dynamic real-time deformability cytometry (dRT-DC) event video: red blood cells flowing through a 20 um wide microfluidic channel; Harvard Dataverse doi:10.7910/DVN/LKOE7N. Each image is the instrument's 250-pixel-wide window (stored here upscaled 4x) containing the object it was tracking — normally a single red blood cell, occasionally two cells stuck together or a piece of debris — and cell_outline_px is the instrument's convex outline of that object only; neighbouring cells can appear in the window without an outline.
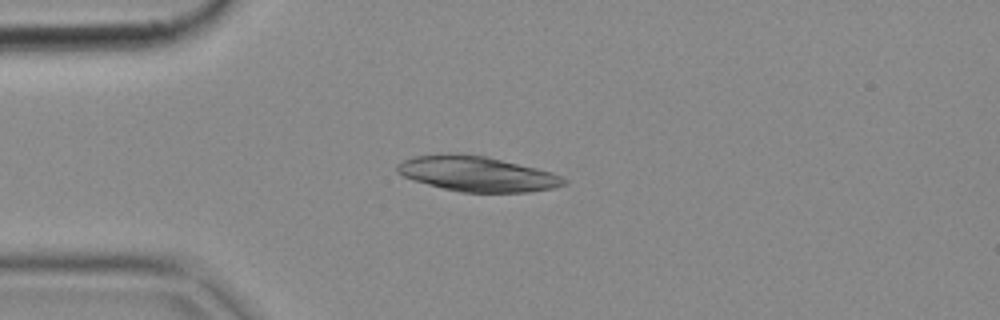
{"species": "common noctule bat (a hibernating species)", "species_latin": "Nyctalus noctula", "temperature_condition": "cold", "stored_images_in_passage": 4, "camera_frame_rate_fps": 3000, "um_per_image_px": 0.085, "animal": {"sex": "female", "body_mass_g": 18.4}, "frame": {"image": 1, "passage_image": 3, "time_ms": 0.667, "image_size_px": [1000, 320], "cell_outline_px": [[568, 184], [552, 188], [528, 192], [460, 192], [412, 180], [396, 172], [396, 164], [404, 160], [416, 156], [444, 152], [460, 152], [488, 156], [552, 172], [568, 180]], "centroid_in_image_um": [40.53, 14.75], "position_along_channel_um": 44.5, "area_um2": 34.51}}